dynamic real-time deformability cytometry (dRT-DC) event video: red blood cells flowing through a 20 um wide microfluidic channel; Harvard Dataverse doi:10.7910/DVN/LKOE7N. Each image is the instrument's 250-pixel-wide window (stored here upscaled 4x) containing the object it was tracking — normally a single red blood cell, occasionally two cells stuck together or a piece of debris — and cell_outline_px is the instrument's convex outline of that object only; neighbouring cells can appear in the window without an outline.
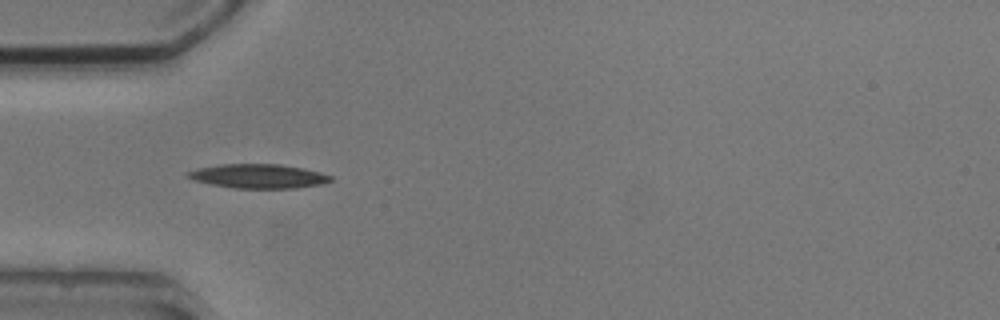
{"species": "common noctule bat (a hibernating species)", "species_latin": "Nyctalus noctula", "temperature_condition": "cold", "stored_images_in_passage": 5, "camera_frame_rate_fps": 3000, "um_per_image_px": 0.085, "animal": {"sex": "male", "body_mass_g": 20.5, "forearm_length_mm": 52.5}, "frame": {"image": 1, "passage_image": 4, "time_ms": 3.333, "image_size_px": [1000, 320], "cell_outline_px": [[332, 180], [324, 184], [296, 188], [232, 188], [212, 184], [196, 180], [188, 176], [184, 172], [196, 168], [220, 164], [280, 164], [304, 168], [320, 172], [332, 176]], "centroid_in_image_um": [21.99, 14.97], "position_along_channel_um": 63.0, "area_um2": 20.17}}